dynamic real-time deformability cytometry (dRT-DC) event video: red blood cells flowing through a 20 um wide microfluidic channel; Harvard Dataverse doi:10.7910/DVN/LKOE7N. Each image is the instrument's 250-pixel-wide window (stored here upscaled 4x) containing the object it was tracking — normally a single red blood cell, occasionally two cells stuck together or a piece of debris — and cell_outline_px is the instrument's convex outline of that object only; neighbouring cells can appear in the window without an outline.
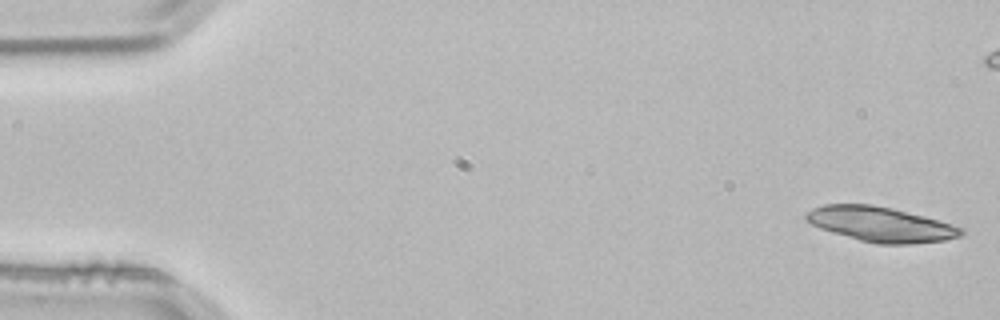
{"species": "common noctule bat (a hibernating species)", "species_latin": "Nyctalus noctula", "temperature_condition": "room temperature", "stored_images_in_passage": 23, "camera_frame_rate_fps": 3000, "um_per_image_px": 0.085, "animal": {"sex": "male", "body_mass_g": 21.5, "forearm_length_mm": 52.0}, "frame": {"image": 1, "passage_image": 1, "time_ms": 0.0, "image_size_px": [1000, 320], "cell_outline_px": [[964, 232], [960, 236], [944, 240], [912, 244], [876, 244], [860, 240], [820, 228], [804, 220], [804, 212], [812, 208], [824, 204], [872, 204], [892, 208], [924, 216], [952, 224], [964, 228]], "centroid_in_image_um": [74.83, 19.05], "position_along_channel_um": 10.2, "area_um2": 31.56}}